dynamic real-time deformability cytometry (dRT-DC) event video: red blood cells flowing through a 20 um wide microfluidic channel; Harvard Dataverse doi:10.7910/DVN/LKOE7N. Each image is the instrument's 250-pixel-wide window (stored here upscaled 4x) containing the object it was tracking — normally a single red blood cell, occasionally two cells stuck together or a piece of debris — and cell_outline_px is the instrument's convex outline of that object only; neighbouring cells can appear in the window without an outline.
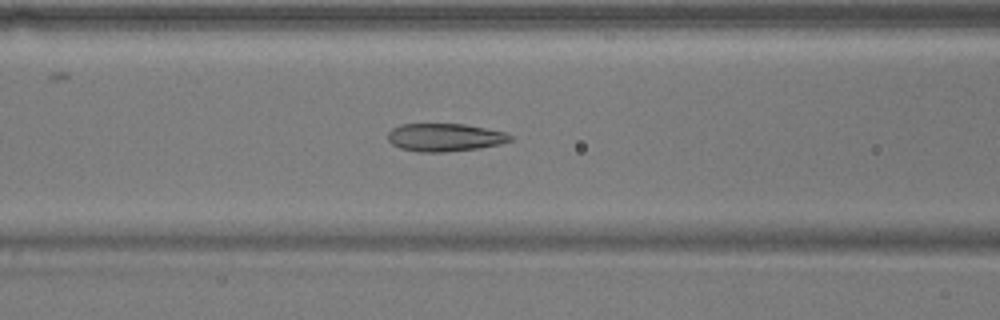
{"species": "common noctule bat (a hibernating species)", "species_latin": "Nyctalus noctula", "temperature_condition": "warm", "stored_images_in_passage": 36, "segment_of_instrument_passage": [1, 2], "camera_frame_rate_fps": 3000, "um_per_image_px": 0.085, "animal": {"sex": "male", "body_mass_g": 17.9}, "frame": {"image": 1, "passage_image": 3, "time_ms": 0.667, "image_size_px": [1000, 320], "cell_outline_px": [[512, 140], [500, 144], [480, 148], [444, 152], [416, 152], [400, 148], [392, 144], [388, 140], [388, 132], [392, 128], [400, 124], [464, 124], [504, 132], [512, 136]], "centroid_in_image_um": [37.78, 11.68], "position_along_channel_um": 128.8, "area_um2": 19.94}}
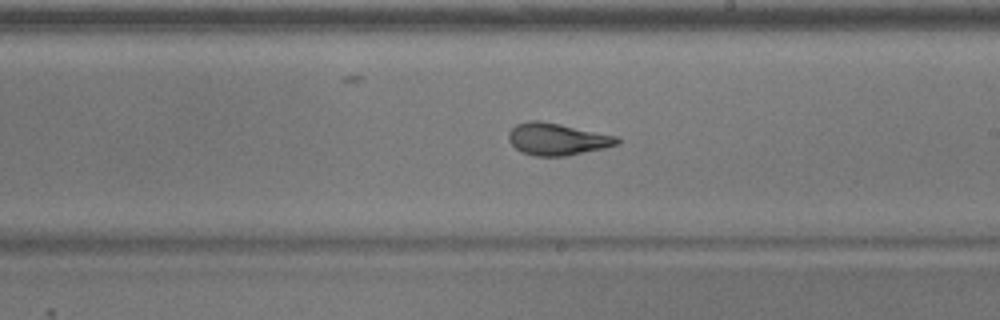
{"frame": {"image": 2, "passage_image": 12, "time_ms": 3.667, "image_size_px": [1000, 320], "cell_outline_px": [[620, 144], [604, 148], [564, 156], [536, 156], [520, 152], [508, 140], [508, 132], [516, 124], [528, 120], [540, 120], [560, 124], [616, 136], [620, 140]], "centroid_in_image_um": [47.32, 11.82], "position_along_channel_um": 241.7, "area_um2": 20.23}}
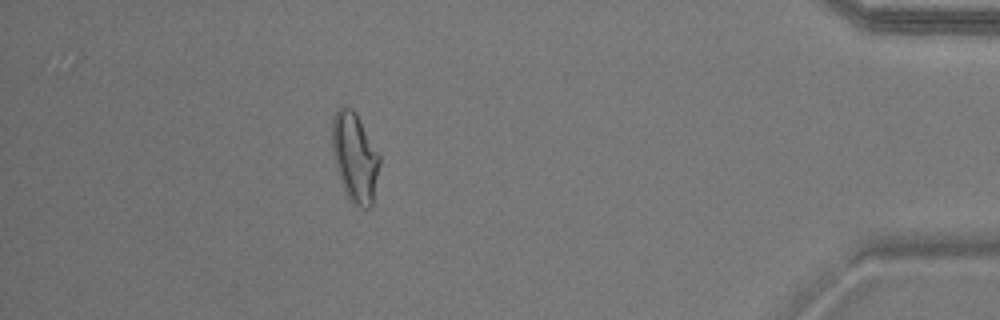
{"frame": {"image": 3, "passage_image": 29, "time_ms": 9.333, "image_size_px": [1000, 320], "cell_outline_px": [[380, 164], [372, 208], [364, 208], [356, 204], [348, 196], [340, 180], [336, 168], [332, 148], [332, 120], [336, 112], [344, 104], [352, 108], [356, 112], [380, 156]], "centroid_in_image_um": [30.17, 13.34], "position_along_channel_um": 405.0, "area_um2": 24.57}}